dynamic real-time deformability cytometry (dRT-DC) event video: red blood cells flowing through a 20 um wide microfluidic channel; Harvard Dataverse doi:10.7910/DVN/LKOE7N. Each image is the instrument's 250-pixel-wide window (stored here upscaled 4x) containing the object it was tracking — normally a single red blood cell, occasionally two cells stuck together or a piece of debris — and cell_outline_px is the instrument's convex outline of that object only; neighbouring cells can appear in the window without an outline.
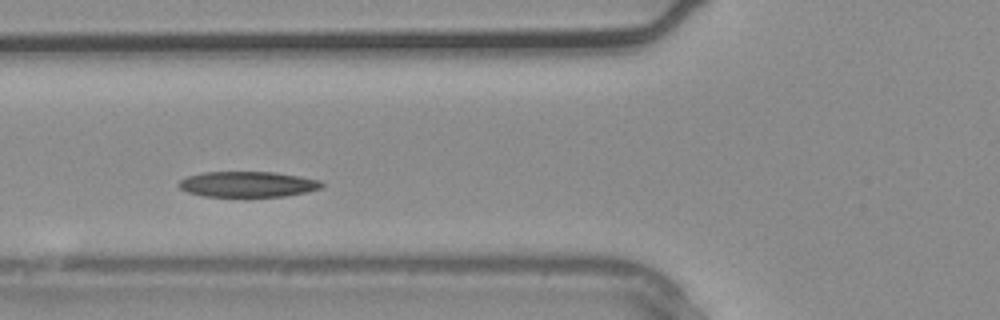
{"species": "common noctule bat (a hibernating species)", "species_latin": "Nyctalus noctula", "temperature_condition": "warm", "stored_images_in_passage": 29, "camera_frame_rate_fps": 3000, "um_per_image_px": 0.085, "animal": {"sex": "male", "body_mass_g": 20.4}, "frame": {"image": 1, "passage_image": 5, "time_ms": 1.333, "image_size_px": [1000, 320], "cell_outline_px": [[324, 184], [320, 188], [304, 192], [284, 196], [204, 196], [188, 192], [180, 188], [176, 184], [180, 180], [188, 176], [204, 172], [276, 172], [300, 176], [320, 180]], "centroid_in_image_um": [21.04, 15.65], "position_along_channel_um": 104.8, "area_um2": 21.15}}